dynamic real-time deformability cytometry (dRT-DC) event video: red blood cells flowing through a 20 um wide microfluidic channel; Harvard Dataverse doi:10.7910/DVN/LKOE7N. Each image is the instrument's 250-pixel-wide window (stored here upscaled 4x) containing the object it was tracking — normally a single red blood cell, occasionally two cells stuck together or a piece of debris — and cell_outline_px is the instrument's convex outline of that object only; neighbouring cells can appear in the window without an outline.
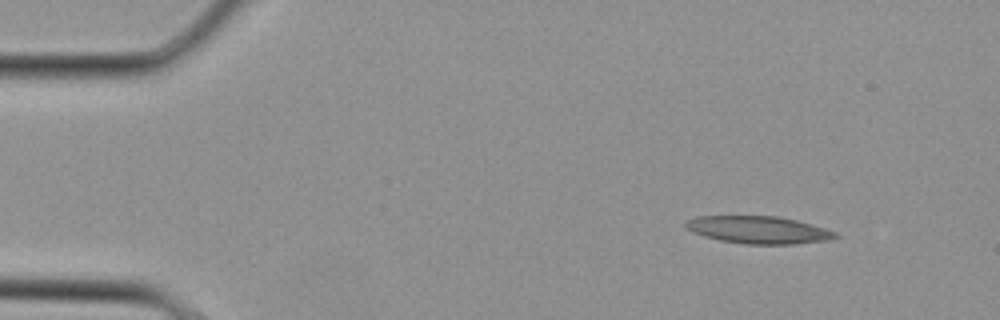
{"species": "Egyptian fruit bat (a non-hibernating species)", "species_latin": "Rousettus aegyptiacus", "temperature_condition": "cold", "stored_images_in_passage": 2, "camera_frame_rate_fps": 3000, "um_per_image_px": 0.085, "animal": {"sex": "female"}, "frame": {"image": 1, "passage_image": 1, "time_ms": 0.0, "image_size_px": [1000, 320], "cell_outline_px": [[840, 236], [824, 240], [792, 244], [748, 244], [720, 240], [704, 236], [692, 232], [684, 228], [684, 224], [688, 220], [696, 216], [780, 216], [812, 224], [836, 232]], "centroid_in_image_um": [64.43, 19.53], "position_along_channel_um": 20.6, "area_um2": 23.81}}